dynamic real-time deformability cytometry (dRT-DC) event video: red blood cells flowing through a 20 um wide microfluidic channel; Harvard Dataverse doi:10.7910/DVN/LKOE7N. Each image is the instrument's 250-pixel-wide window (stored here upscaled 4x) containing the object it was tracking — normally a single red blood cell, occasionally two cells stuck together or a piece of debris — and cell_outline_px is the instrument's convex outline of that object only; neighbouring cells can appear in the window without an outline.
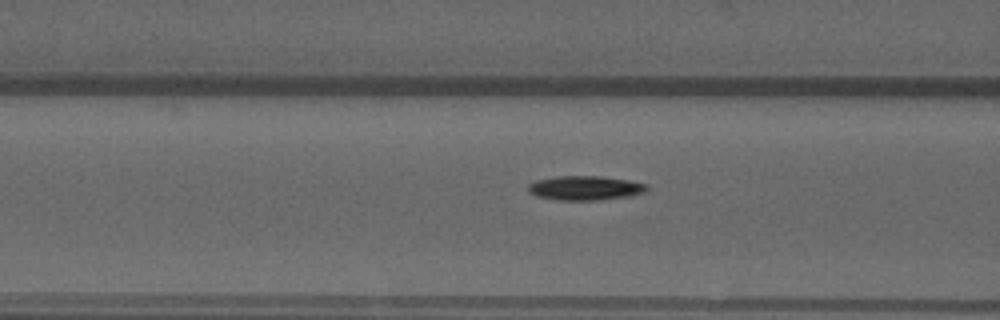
{"species": "common noctule bat (a hibernating species)", "species_latin": "Nyctalus noctula", "temperature_condition": "warm", "stored_images_in_passage": 39, "camera_frame_rate_fps": 3000, "um_per_image_px": 0.085, "animal": {"sex": "male", "forearm_length_mm": 52.5}, "frame": {"image": 1, "passage_image": 11, "time_ms": 3.333, "image_size_px": [1000, 320], "cell_outline_px": [[648, 188], [644, 192], [632, 196], [600, 200], [560, 200], [536, 196], [528, 192], [528, 184], [536, 180], [556, 176], [600, 176], [628, 180], [648, 184]], "centroid_in_image_um": [49.74, 15.98], "position_along_channel_um": 116.9, "area_um2": 16.94}}
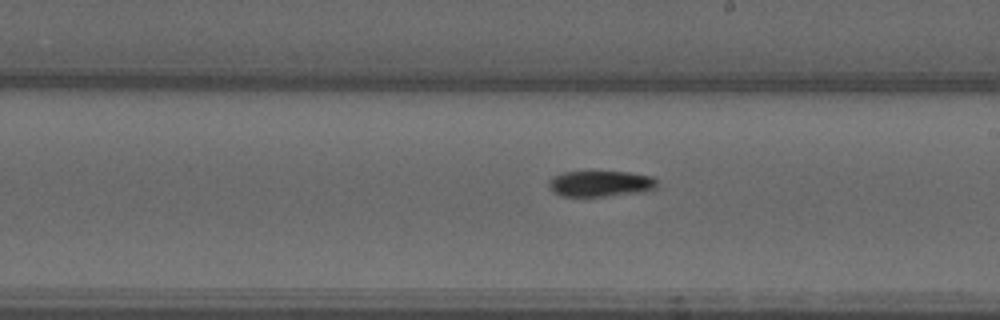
{"frame": {"image": 2, "passage_image": 21, "time_ms": 6.667, "image_size_px": [1000, 320], "cell_outline_px": [[656, 188], [644, 192], [608, 196], [560, 196], [552, 192], [548, 184], [548, 180], [552, 176], [564, 172], [628, 172], [652, 176], [656, 180]], "centroid_in_image_um": [51.02, 15.62], "position_along_channel_um": 238.0, "area_um2": 16.47}}
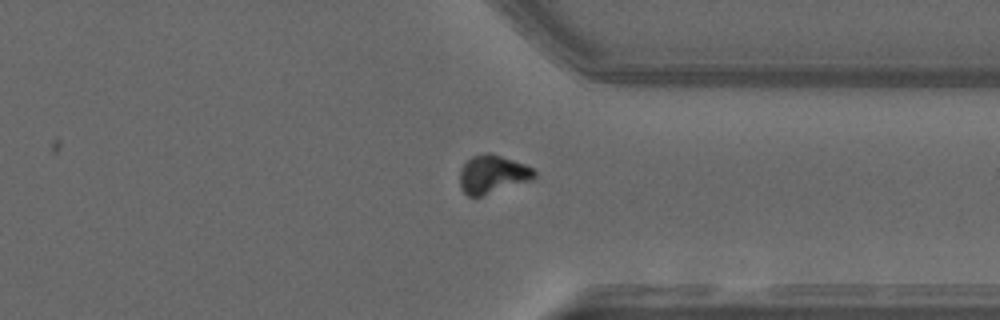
{"frame": {"image": 3, "passage_image": 32, "time_ms": 10.333, "image_size_px": [1000, 320], "cell_outline_px": [[536, 176], [532, 180], [480, 196], [468, 196], [460, 188], [460, 168], [472, 156], [484, 152], [492, 152], [524, 164], [532, 168], [536, 172]], "centroid_in_image_um": [41.86, 14.79], "position_along_channel_um": 369.5, "area_um2": 16.65}}